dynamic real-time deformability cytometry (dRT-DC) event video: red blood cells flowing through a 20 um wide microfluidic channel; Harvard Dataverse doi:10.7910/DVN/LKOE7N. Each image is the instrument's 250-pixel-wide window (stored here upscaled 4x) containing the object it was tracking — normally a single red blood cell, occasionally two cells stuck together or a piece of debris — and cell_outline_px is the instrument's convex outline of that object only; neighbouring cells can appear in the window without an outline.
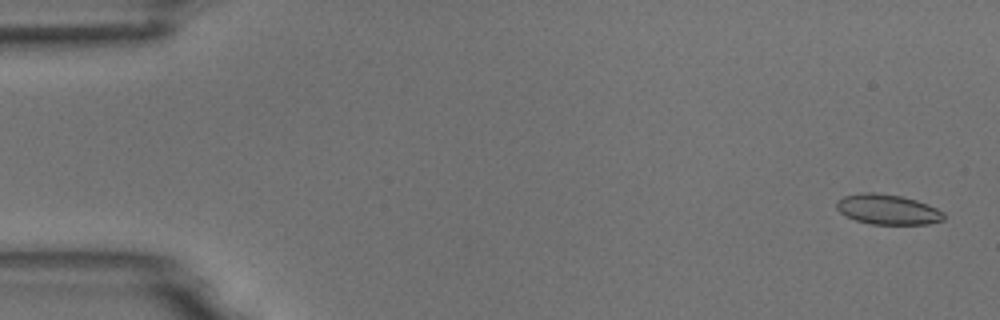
{"species": "common noctule bat (a hibernating species)", "species_latin": "Nyctalus noctula", "temperature_condition": "room temperature", "stored_images_in_passage": 55, "camera_frame_rate_fps": 3000, "um_per_image_px": 0.085, "animal": {"sex": "male", "body_mass_g": 18.8}, "frame": {"image": 1, "passage_image": 2, "time_ms": 0.333, "image_size_px": [1000, 320], "cell_outline_px": [[944, 220], [928, 224], [872, 224], [856, 220], [844, 216], [836, 208], [836, 200], [844, 196], [864, 192], [872, 192], [900, 196], [916, 200], [928, 204], [944, 212]], "centroid_in_image_um": [75.44, 17.8], "position_along_channel_um": 9.6, "area_um2": 18.84}}
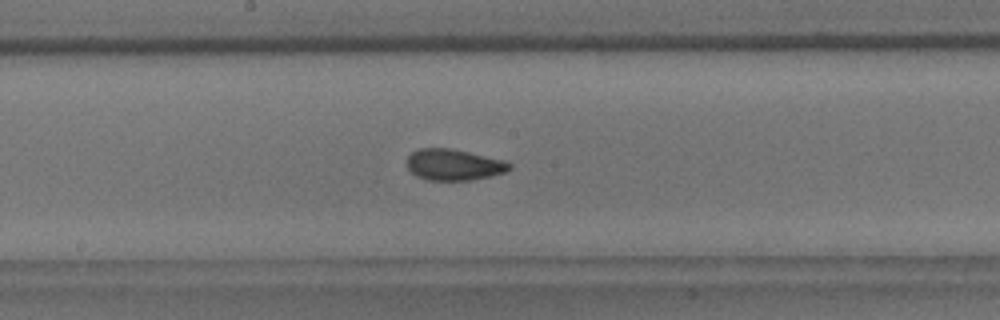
{"frame": {"image": 2, "passage_image": 29, "time_ms": 9.333, "image_size_px": [1000, 320], "cell_outline_px": [[512, 168], [504, 172], [492, 176], [472, 180], [428, 180], [416, 176], [408, 168], [408, 156], [412, 152], [420, 148], [452, 148], [504, 160], [512, 164]], "centroid_in_image_um": [38.59, 14.0], "position_along_channel_um": 209.6, "area_um2": 18.67}}
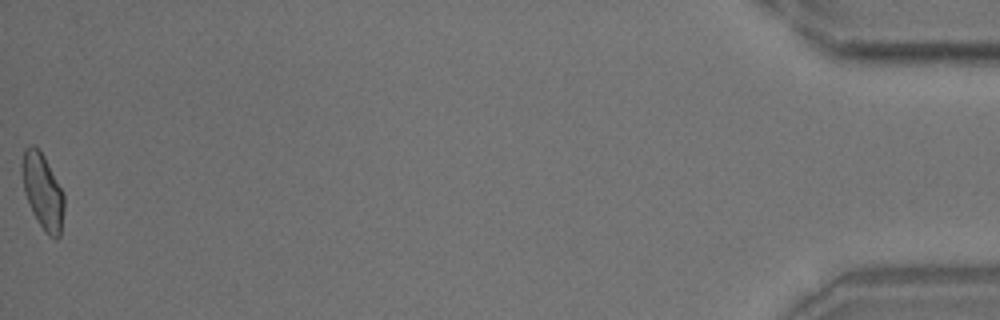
{"frame": {"image": 3, "passage_image": 55, "time_ms": 18.0, "image_size_px": [1000, 320], "cell_outline_px": [[64, 208], [60, 236], [56, 240], [48, 236], [44, 232], [32, 212], [24, 192], [20, 172], [20, 164], [24, 148], [28, 144], [32, 144], [44, 156], [64, 196]], "centroid_in_image_um": [3.59, 16.27], "position_along_channel_um": 431.6, "area_um2": 18.67}, "authors_computed_cell_mechanics": {"area_um2": 18.6694, "velocity_mm_per_s": 3.7013, "shape_relaxation_time_tau1_ms": 7.4575, "shape_relaxation_time_tau2_ms": 1.8746, "deformation_change_tau1": 0.1345, "deformation_change_tau2": 0.0776}}